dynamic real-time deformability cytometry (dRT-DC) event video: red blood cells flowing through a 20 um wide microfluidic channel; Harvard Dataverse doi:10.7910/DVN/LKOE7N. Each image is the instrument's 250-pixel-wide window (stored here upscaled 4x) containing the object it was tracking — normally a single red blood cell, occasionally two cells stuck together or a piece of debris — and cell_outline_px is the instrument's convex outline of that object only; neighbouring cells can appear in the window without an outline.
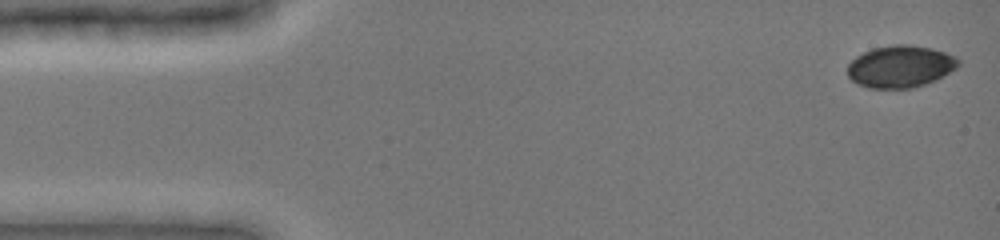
{"species": "common noctule bat (a hibernating species)", "species_latin": "Nyctalus noctula", "temperature_condition": "cold", "stored_images_in_passage": 48, "camera_frame_rate_fps": 3000, "um_per_image_px": 0.085, "animal": {"sex": "female", "body_mass_g": 19.0, "forearm_length_mm": 51.5}, "frame": {"image": 1, "passage_image": 1, "time_ms": 0.0, "image_size_px": [1000, 240], "cell_outline_px": [[960, 64], [956, 68], [936, 80], [912, 88], [868, 88], [852, 80], [848, 76], [848, 64], [856, 56], [872, 48], [892, 44], [908, 44], [932, 48], [956, 56], [960, 60]], "centroid_in_image_um": [76.54, 5.64], "position_along_channel_um": 8.5, "area_um2": 27.22}}
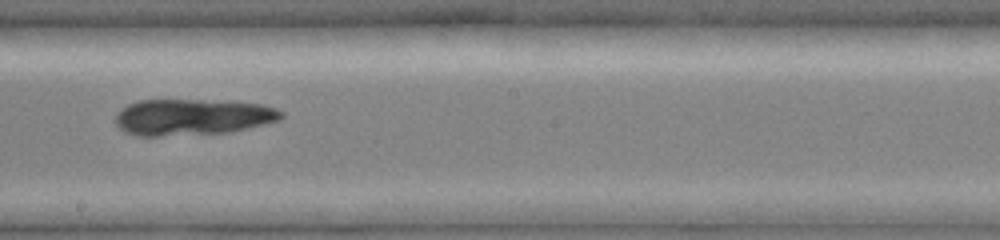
{"frame": {"image": 2, "passage_image": 27, "time_ms": 8.667, "image_size_px": [1000, 240], "cell_outline_px": [[284, 116], [280, 120], [264, 124], [228, 132], [160, 136], [136, 136], [124, 132], [112, 120], [120, 108], [128, 104], [140, 100], [200, 100], [260, 104], [276, 108], [284, 112]], "centroid_in_image_um": [16.29, 9.95], "position_along_channel_um": 231.9, "area_um2": 35.03}}
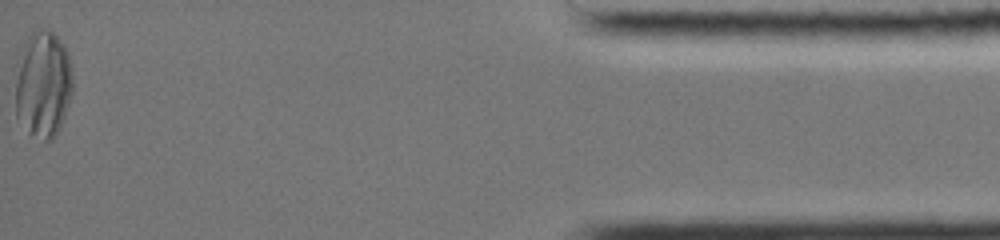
{"frame": {"image": 3, "passage_image": 48, "time_ms": 15.667, "image_size_px": [1000, 240], "cell_outline_px": [[72, 92], [64, 120], [52, 140], [44, 140], [28, 136], [16, 116], [12, 72], [24, 44], [28, 36], [32, 32], [40, 28], [48, 28], [64, 44], [68, 52], [72, 68]], "centroid_in_image_um": [3.61, 7.18], "position_along_channel_um": 431.6, "area_um2": 37.28}}